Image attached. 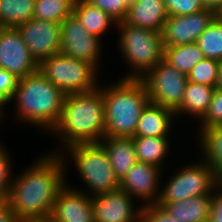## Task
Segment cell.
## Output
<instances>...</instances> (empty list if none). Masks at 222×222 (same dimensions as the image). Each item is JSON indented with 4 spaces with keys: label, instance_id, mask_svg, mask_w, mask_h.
Segmentation results:
<instances>
[{
    "label": "cell",
    "instance_id": "1",
    "mask_svg": "<svg viewBox=\"0 0 222 222\" xmlns=\"http://www.w3.org/2000/svg\"><path fill=\"white\" fill-rule=\"evenodd\" d=\"M63 153L52 151L40 156L13 177L7 201L19 220H40L51 215L58 193L66 185L68 164Z\"/></svg>",
    "mask_w": 222,
    "mask_h": 222
},
{
    "label": "cell",
    "instance_id": "2",
    "mask_svg": "<svg viewBox=\"0 0 222 222\" xmlns=\"http://www.w3.org/2000/svg\"><path fill=\"white\" fill-rule=\"evenodd\" d=\"M51 132L59 136L64 148L99 143L105 134L101 86L88 93L66 95L59 122Z\"/></svg>",
    "mask_w": 222,
    "mask_h": 222
},
{
    "label": "cell",
    "instance_id": "3",
    "mask_svg": "<svg viewBox=\"0 0 222 222\" xmlns=\"http://www.w3.org/2000/svg\"><path fill=\"white\" fill-rule=\"evenodd\" d=\"M65 96L37 70L18 80L10 103L16 102L15 115L22 123L50 132L59 122Z\"/></svg>",
    "mask_w": 222,
    "mask_h": 222
},
{
    "label": "cell",
    "instance_id": "4",
    "mask_svg": "<svg viewBox=\"0 0 222 222\" xmlns=\"http://www.w3.org/2000/svg\"><path fill=\"white\" fill-rule=\"evenodd\" d=\"M104 137H133L141 112L150 101L140 79H121L102 87Z\"/></svg>",
    "mask_w": 222,
    "mask_h": 222
},
{
    "label": "cell",
    "instance_id": "5",
    "mask_svg": "<svg viewBox=\"0 0 222 222\" xmlns=\"http://www.w3.org/2000/svg\"><path fill=\"white\" fill-rule=\"evenodd\" d=\"M116 26L120 34L119 50L125 58L124 61H127L126 64L131 67V73H126L123 79H141L163 59L162 34L123 21Z\"/></svg>",
    "mask_w": 222,
    "mask_h": 222
},
{
    "label": "cell",
    "instance_id": "6",
    "mask_svg": "<svg viewBox=\"0 0 222 222\" xmlns=\"http://www.w3.org/2000/svg\"><path fill=\"white\" fill-rule=\"evenodd\" d=\"M38 71L65 95L88 93L99 87L98 68L61 52L42 60Z\"/></svg>",
    "mask_w": 222,
    "mask_h": 222
},
{
    "label": "cell",
    "instance_id": "7",
    "mask_svg": "<svg viewBox=\"0 0 222 222\" xmlns=\"http://www.w3.org/2000/svg\"><path fill=\"white\" fill-rule=\"evenodd\" d=\"M85 185L95 196L119 188L108 154L100 143L77 144L66 148Z\"/></svg>",
    "mask_w": 222,
    "mask_h": 222
},
{
    "label": "cell",
    "instance_id": "8",
    "mask_svg": "<svg viewBox=\"0 0 222 222\" xmlns=\"http://www.w3.org/2000/svg\"><path fill=\"white\" fill-rule=\"evenodd\" d=\"M220 181L204 160L177 170L162 188L158 202H176L201 195H212Z\"/></svg>",
    "mask_w": 222,
    "mask_h": 222
},
{
    "label": "cell",
    "instance_id": "9",
    "mask_svg": "<svg viewBox=\"0 0 222 222\" xmlns=\"http://www.w3.org/2000/svg\"><path fill=\"white\" fill-rule=\"evenodd\" d=\"M140 80L145 85L150 102L174 112L180 107L188 78L164 59Z\"/></svg>",
    "mask_w": 222,
    "mask_h": 222
},
{
    "label": "cell",
    "instance_id": "10",
    "mask_svg": "<svg viewBox=\"0 0 222 222\" xmlns=\"http://www.w3.org/2000/svg\"><path fill=\"white\" fill-rule=\"evenodd\" d=\"M60 25V52L97 68L101 61V39L88 33L74 14L65 18Z\"/></svg>",
    "mask_w": 222,
    "mask_h": 222
},
{
    "label": "cell",
    "instance_id": "11",
    "mask_svg": "<svg viewBox=\"0 0 222 222\" xmlns=\"http://www.w3.org/2000/svg\"><path fill=\"white\" fill-rule=\"evenodd\" d=\"M16 28L37 64L60 52L62 33L59 23L32 18Z\"/></svg>",
    "mask_w": 222,
    "mask_h": 222
},
{
    "label": "cell",
    "instance_id": "12",
    "mask_svg": "<svg viewBox=\"0 0 222 222\" xmlns=\"http://www.w3.org/2000/svg\"><path fill=\"white\" fill-rule=\"evenodd\" d=\"M0 68L18 79L38 70L17 28L0 27Z\"/></svg>",
    "mask_w": 222,
    "mask_h": 222
},
{
    "label": "cell",
    "instance_id": "13",
    "mask_svg": "<svg viewBox=\"0 0 222 222\" xmlns=\"http://www.w3.org/2000/svg\"><path fill=\"white\" fill-rule=\"evenodd\" d=\"M217 16L207 9L186 16H168L161 32L163 48L195 43Z\"/></svg>",
    "mask_w": 222,
    "mask_h": 222
},
{
    "label": "cell",
    "instance_id": "14",
    "mask_svg": "<svg viewBox=\"0 0 222 222\" xmlns=\"http://www.w3.org/2000/svg\"><path fill=\"white\" fill-rule=\"evenodd\" d=\"M91 200L95 222H140L142 206L136 209L133 197L123 189L92 196Z\"/></svg>",
    "mask_w": 222,
    "mask_h": 222
},
{
    "label": "cell",
    "instance_id": "15",
    "mask_svg": "<svg viewBox=\"0 0 222 222\" xmlns=\"http://www.w3.org/2000/svg\"><path fill=\"white\" fill-rule=\"evenodd\" d=\"M160 173L162 169L158 166L137 161L119 180V188L137 200H144L146 205L156 204L161 193Z\"/></svg>",
    "mask_w": 222,
    "mask_h": 222
},
{
    "label": "cell",
    "instance_id": "16",
    "mask_svg": "<svg viewBox=\"0 0 222 222\" xmlns=\"http://www.w3.org/2000/svg\"><path fill=\"white\" fill-rule=\"evenodd\" d=\"M66 185L59 191L51 217L58 222H95L91 196Z\"/></svg>",
    "mask_w": 222,
    "mask_h": 222
},
{
    "label": "cell",
    "instance_id": "17",
    "mask_svg": "<svg viewBox=\"0 0 222 222\" xmlns=\"http://www.w3.org/2000/svg\"><path fill=\"white\" fill-rule=\"evenodd\" d=\"M167 19L164 0H131L123 22L161 33Z\"/></svg>",
    "mask_w": 222,
    "mask_h": 222
},
{
    "label": "cell",
    "instance_id": "18",
    "mask_svg": "<svg viewBox=\"0 0 222 222\" xmlns=\"http://www.w3.org/2000/svg\"><path fill=\"white\" fill-rule=\"evenodd\" d=\"M172 117H175L173 110L149 101L141 112L134 136H168L173 126Z\"/></svg>",
    "mask_w": 222,
    "mask_h": 222
},
{
    "label": "cell",
    "instance_id": "19",
    "mask_svg": "<svg viewBox=\"0 0 222 222\" xmlns=\"http://www.w3.org/2000/svg\"><path fill=\"white\" fill-rule=\"evenodd\" d=\"M172 217L181 222H208L212 195L194 196L176 202H157Z\"/></svg>",
    "mask_w": 222,
    "mask_h": 222
},
{
    "label": "cell",
    "instance_id": "20",
    "mask_svg": "<svg viewBox=\"0 0 222 222\" xmlns=\"http://www.w3.org/2000/svg\"><path fill=\"white\" fill-rule=\"evenodd\" d=\"M99 143L105 148L114 174L119 180L137 163L132 137H104Z\"/></svg>",
    "mask_w": 222,
    "mask_h": 222
},
{
    "label": "cell",
    "instance_id": "21",
    "mask_svg": "<svg viewBox=\"0 0 222 222\" xmlns=\"http://www.w3.org/2000/svg\"><path fill=\"white\" fill-rule=\"evenodd\" d=\"M215 89L213 86L188 81L175 116L188 113L198 120L201 119L209 108Z\"/></svg>",
    "mask_w": 222,
    "mask_h": 222
},
{
    "label": "cell",
    "instance_id": "22",
    "mask_svg": "<svg viewBox=\"0 0 222 222\" xmlns=\"http://www.w3.org/2000/svg\"><path fill=\"white\" fill-rule=\"evenodd\" d=\"M73 14L79 19L88 33L100 39L108 31L110 25H117V21L98 7L86 0H76Z\"/></svg>",
    "mask_w": 222,
    "mask_h": 222
},
{
    "label": "cell",
    "instance_id": "23",
    "mask_svg": "<svg viewBox=\"0 0 222 222\" xmlns=\"http://www.w3.org/2000/svg\"><path fill=\"white\" fill-rule=\"evenodd\" d=\"M199 131V146L203 160L209 164L222 182V126H209Z\"/></svg>",
    "mask_w": 222,
    "mask_h": 222
},
{
    "label": "cell",
    "instance_id": "24",
    "mask_svg": "<svg viewBox=\"0 0 222 222\" xmlns=\"http://www.w3.org/2000/svg\"><path fill=\"white\" fill-rule=\"evenodd\" d=\"M137 161L156 165L163 169V161L170 152L168 136H133ZM162 163V164H161Z\"/></svg>",
    "mask_w": 222,
    "mask_h": 222
},
{
    "label": "cell",
    "instance_id": "25",
    "mask_svg": "<svg viewBox=\"0 0 222 222\" xmlns=\"http://www.w3.org/2000/svg\"><path fill=\"white\" fill-rule=\"evenodd\" d=\"M163 59L176 70L188 76L192 68L204 59V55L195 42L164 48Z\"/></svg>",
    "mask_w": 222,
    "mask_h": 222
},
{
    "label": "cell",
    "instance_id": "26",
    "mask_svg": "<svg viewBox=\"0 0 222 222\" xmlns=\"http://www.w3.org/2000/svg\"><path fill=\"white\" fill-rule=\"evenodd\" d=\"M36 0H0V27L16 28L33 18Z\"/></svg>",
    "mask_w": 222,
    "mask_h": 222
},
{
    "label": "cell",
    "instance_id": "27",
    "mask_svg": "<svg viewBox=\"0 0 222 222\" xmlns=\"http://www.w3.org/2000/svg\"><path fill=\"white\" fill-rule=\"evenodd\" d=\"M76 0H36L33 18L61 24L73 15Z\"/></svg>",
    "mask_w": 222,
    "mask_h": 222
},
{
    "label": "cell",
    "instance_id": "28",
    "mask_svg": "<svg viewBox=\"0 0 222 222\" xmlns=\"http://www.w3.org/2000/svg\"><path fill=\"white\" fill-rule=\"evenodd\" d=\"M196 43L204 58L222 60V18L219 15L198 37Z\"/></svg>",
    "mask_w": 222,
    "mask_h": 222
},
{
    "label": "cell",
    "instance_id": "29",
    "mask_svg": "<svg viewBox=\"0 0 222 222\" xmlns=\"http://www.w3.org/2000/svg\"><path fill=\"white\" fill-rule=\"evenodd\" d=\"M219 73V60L204 58L188 74V81L216 87Z\"/></svg>",
    "mask_w": 222,
    "mask_h": 222
},
{
    "label": "cell",
    "instance_id": "30",
    "mask_svg": "<svg viewBox=\"0 0 222 222\" xmlns=\"http://www.w3.org/2000/svg\"><path fill=\"white\" fill-rule=\"evenodd\" d=\"M91 5L100 8L117 22L125 19L131 0H86Z\"/></svg>",
    "mask_w": 222,
    "mask_h": 222
},
{
    "label": "cell",
    "instance_id": "31",
    "mask_svg": "<svg viewBox=\"0 0 222 222\" xmlns=\"http://www.w3.org/2000/svg\"><path fill=\"white\" fill-rule=\"evenodd\" d=\"M200 127L222 126V90L216 88L205 115L201 118Z\"/></svg>",
    "mask_w": 222,
    "mask_h": 222
},
{
    "label": "cell",
    "instance_id": "32",
    "mask_svg": "<svg viewBox=\"0 0 222 222\" xmlns=\"http://www.w3.org/2000/svg\"><path fill=\"white\" fill-rule=\"evenodd\" d=\"M10 162L11 158L8 151L0 145V200H7L9 197L13 180V173L11 172L12 165Z\"/></svg>",
    "mask_w": 222,
    "mask_h": 222
},
{
    "label": "cell",
    "instance_id": "33",
    "mask_svg": "<svg viewBox=\"0 0 222 222\" xmlns=\"http://www.w3.org/2000/svg\"><path fill=\"white\" fill-rule=\"evenodd\" d=\"M168 16H186L202 11L200 0H164Z\"/></svg>",
    "mask_w": 222,
    "mask_h": 222
},
{
    "label": "cell",
    "instance_id": "34",
    "mask_svg": "<svg viewBox=\"0 0 222 222\" xmlns=\"http://www.w3.org/2000/svg\"><path fill=\"white\" fill-rule=\"evenodd\" d=\"M18 78L5 69L0 68V108L11 102L15 89L17 88Z\"/></svg>",
    "mask_w": 222,
    "mask_h": 222
},
{
    "label": "cell",
    "instance_id": "35",
    "mask_svg": "<svg viewBox=\"0 0 222 222\" xmlns=\"http://www.w3.org/2000/svg\"><path fill=\"white\" fill-rule=\"evenodd\" d=\"M140 222H181L172 217L160 205L156 204H143L141 210Z\"/></svg>",
    "mask_w": 222,
    "mask_h": 222
},
{
    "label": "cell",
    "instance_id": "36",
    "mask_svg": "<svg viewBox=\"0 0 222 222\" xmlns=\"http://www.w3.org/2000/svg\"><path fill=\"white\" fill-rule=\"evenodd\" d=\"M208 222H222V182L212 193V209Z\"/></svg>",
    "mask_w": 222,
    "mask_h": 222
},
{
    "label": "cell",
    "instance_id": "37",
    "mask_svg": "<svg viewBox=\"0 0 222 222\" xmlns=\"http://www.w3.org/2000/svg\"><path fill=\"white\" fill-rule=\"evenodd\" d=\"M19 219L7 200H0V222H18Z\"/></svg>",
    "mask_w": 222,
    "mask_h": 222
},
{
    "label": "cell",
    "instance_id": "38",
    "mask_svg": "<svg viewBox=\"0 0 222 222\" xmlns=\"http://www.w3.org/2000/svg\"><path fill=\"white\" fill-rule=\"evenodd\" d=\"M204 9L211 10L219 15L222 12V0H200Z\"/></svg>",
    "mask_w": 222,
    "mask_h": 222
},
{
    "label": "cell",
    "instance_id": "39",
    "mask_svg": "<svg viewBox=\"0 0 222 222\" xmlns=\"http://www.w3.org/2000/svg\"><path fill=\"white\" fill-rule=\"evenodd\" d=\"M216 88L222 90V60L219 61V73Z\"/></svg>",
    "mask_w": 222,
    "mask_h": 222
},
{
    "label": "cell",
    "instance_id": "40",
    "mask_svg": "<svg viewBox=\"0 0 222 222\" xmlns=\"http://www.w3.org/2000/svg\"><path fill=\"white\" fill-rule=\"evenodd\" d=\"M39 221L40 222H58L54 218H52L51 216H47L46 218L40 219Z\"/></svg>",
    "mask_w": 222,
    "mask_h": 222
},
{
    "label": "cell",
    "instance_id": "41",
    "mask_svg": "<svg viewBox=\"0 0 222 222\" xmlns=\"http://www.w3.org/2000/svg\"><path fill=\"white\" fill-rule=\"evenodd\" d=\"M18 222H40L39 220H19Z\"/></svg>",
    "mask_w": 222,
    "mask_h": 222
},
{
    "label": "cell",
    "instance_id": "42",
    "mask_svg": "<svg viewBox=\"0 0 222 222\" xmlns=\"http://www.w3.org/2000/svg\"><path fill=\"white\" fill-rule=\"evenodd\" d=\"M4 111L0 108V120L3 117ZM1 123V122H0Z\"/></svg>",
    "mask_w": 222,
    "mask_h": 222
}]
</instances>
